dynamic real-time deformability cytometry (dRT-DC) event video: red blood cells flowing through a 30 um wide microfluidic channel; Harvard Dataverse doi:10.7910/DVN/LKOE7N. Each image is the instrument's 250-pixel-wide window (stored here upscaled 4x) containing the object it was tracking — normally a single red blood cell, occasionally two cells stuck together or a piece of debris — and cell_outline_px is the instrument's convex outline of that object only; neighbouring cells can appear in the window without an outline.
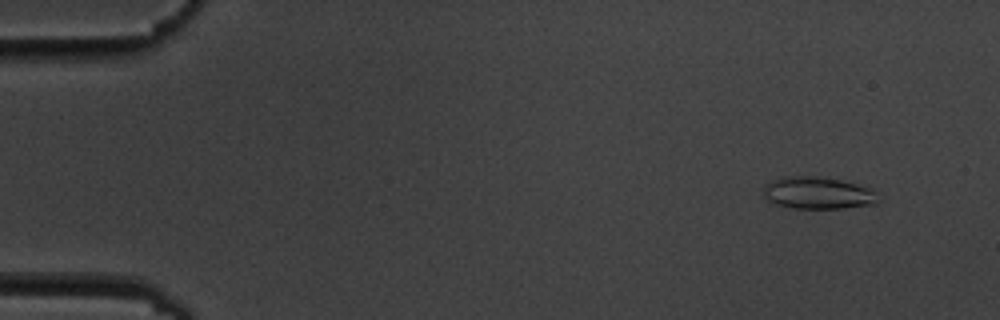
{"species": "common noctule bat (a hibernating species)", "species_latin": "Nyctalus noctula", "temperature_condition": "cold", "stored_images_in_passage": 5, "camera_frame_rate_fps": 3000, "um_per_image_px": 0.085, "animal": {"sex": "male", "body_mass_g": 19.5, "forearm_length_mm": 54.6}, "frame": {"image": 1, "passage_image": 2, "time_ms": 1.0, "image_size_px": [1000, 320], "cell_outline_px": [[884, 200], [876, 204], [844, 208], [792, 208], [776, 204], [768, 200], [764, 196], [764, 184], [784, 176], [816, 176], [840, 180], [872, 188]], "centroid_in_image_um": [69.59, 16.41], "position_along_channel_um": 15.4, "area_um2": 21.73}}